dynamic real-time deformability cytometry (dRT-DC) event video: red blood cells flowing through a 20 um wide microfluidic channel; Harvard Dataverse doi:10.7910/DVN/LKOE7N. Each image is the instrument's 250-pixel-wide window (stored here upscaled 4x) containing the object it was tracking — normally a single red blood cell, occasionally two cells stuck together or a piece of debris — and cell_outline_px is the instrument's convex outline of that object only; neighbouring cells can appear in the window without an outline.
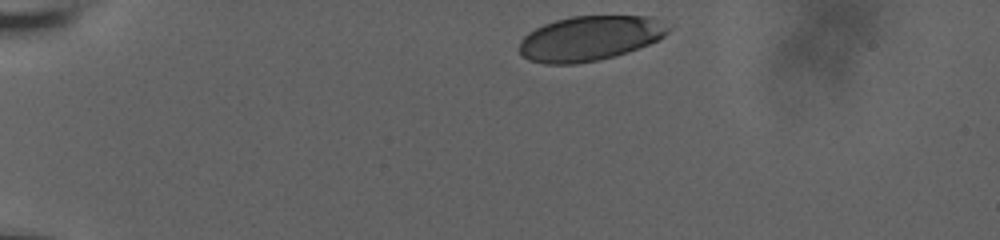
{"species": "human", "species_latin": "Homo sapiens", "temperature_condition": "room temperature", "stored_images_in_passage": 38, "camera_frame_rate_fps": 3000, "um_per_image_px": 0.085, "donor": {"sex": "male"}, "frame": {"image": 1, "passage_image": 1, "time_ms": 0.0, "image_size_px": [1000, 240], "cell_outline_px": [[672, 28], [664, 36], [648, 44], [628, 52], [596, 60], [576, 64], [544, 64], [528, 60], [520, 52], [520, 40], [528, 32], [544, 24], [556, 20], [572, 16], [652, 16]], "centroid_in_image_um": [50.12, 3.25], "position_along_channel_um": 34.9, "area_um2": 38.78}}
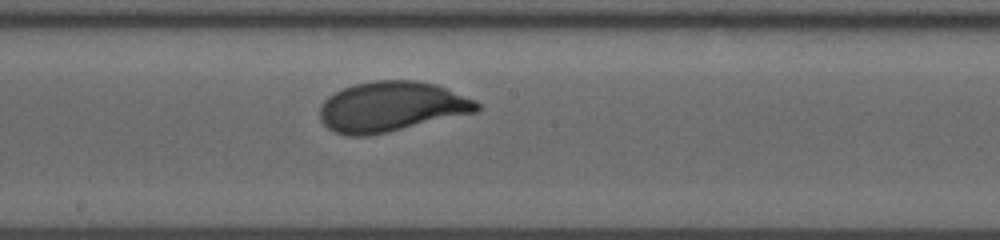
{"frame": {"image": 2, "passage_image": 22, "time_ms": 7.0, "image_size_px": [1000, 240], "cell_outline_px": [[480, 108], [476, 112], [388, 132], [368, 136], [348, 136], [336, 132], [328, 128], [320, 120], [320, 104], [328, 96], [352, 84], [376, 80], [420, 80], [436, 84], [476, 100], [480, 104]], "centroid_in_image_um": [33.26, 9.06], "position_along_channel_um": 214.9, "area_um2": 46.01}}
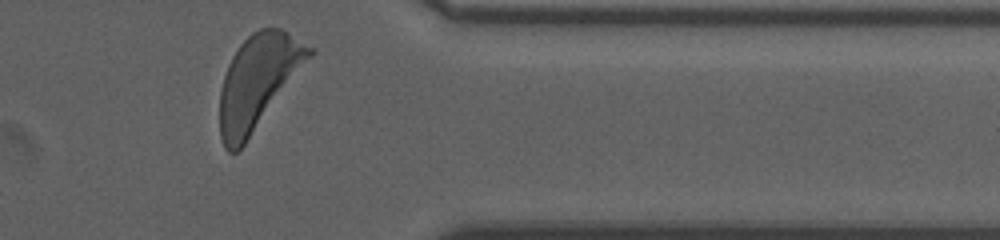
{"frame": {"image": 3, "passage_image": 37, "time_ms": 12.0, "image_size_px": [1000, 240], "cell_outline_px": [[316, 52], [244, 144], [236, 152], [228, 152], [224, 148], [220, 136], [220, 92], [224, 76], [228, 64], [232, 56], [240, 44], [252, 32], [260, 28], [280, 28], [316, 48]], "centroid_in_image_um": [21.96, 6.91], "position_along_channel_um": 389.4, "area_um2": 48.73}, "authors_computed_cell_mechanics": {"area_um2": 44.506, "velocity_mm_per_s": 3.6844, "shape_relaxation_time_tau1_ms": 2.7424, "shape_relaxation_time_tau2_ms": null, "deformation_change_tau1": 0.1411, "deformation_change_tau2": null}}